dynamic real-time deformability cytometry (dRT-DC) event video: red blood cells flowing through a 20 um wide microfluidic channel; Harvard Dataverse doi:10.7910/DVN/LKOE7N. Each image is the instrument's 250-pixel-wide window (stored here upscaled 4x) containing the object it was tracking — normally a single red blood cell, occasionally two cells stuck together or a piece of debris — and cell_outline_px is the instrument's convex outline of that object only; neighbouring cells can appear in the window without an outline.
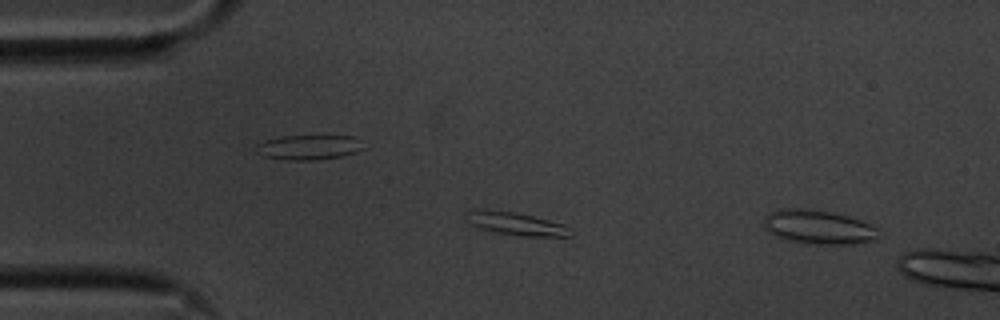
{"species": "common noctule bat (a hibernating species)", "species_latin": "Nyctalus noctula", "temperature_condition": "cold", "stored_images_in_passage": 12, "segment_of_instrument_passage": [2, 2], "camera_frame_rate_fps": 3000, "um_per_image_px": 0.085, "animal": {"sex": "male", "body_mass_g": 20.1, "forearm_length_mm": 53.5}, "frame": {"image": 1, "passage_image": 12, "time_ms": 3.667, "image_size_px": [1000, 320], "cell_outline_px": [[880, 236], [876, 240], [852, 244], [804, 244], [788, 240], [776, 236], [768, 232], [764, 228], [764, 216], [768, 212], [780, 208], [808, 208], [832, 212], [848, 216], [860, 220], [880, 228]], "centroid_in_image_um": [69.57, 19.3], "position_along_channel_um": 15.4, "area_um2": 23.35}}